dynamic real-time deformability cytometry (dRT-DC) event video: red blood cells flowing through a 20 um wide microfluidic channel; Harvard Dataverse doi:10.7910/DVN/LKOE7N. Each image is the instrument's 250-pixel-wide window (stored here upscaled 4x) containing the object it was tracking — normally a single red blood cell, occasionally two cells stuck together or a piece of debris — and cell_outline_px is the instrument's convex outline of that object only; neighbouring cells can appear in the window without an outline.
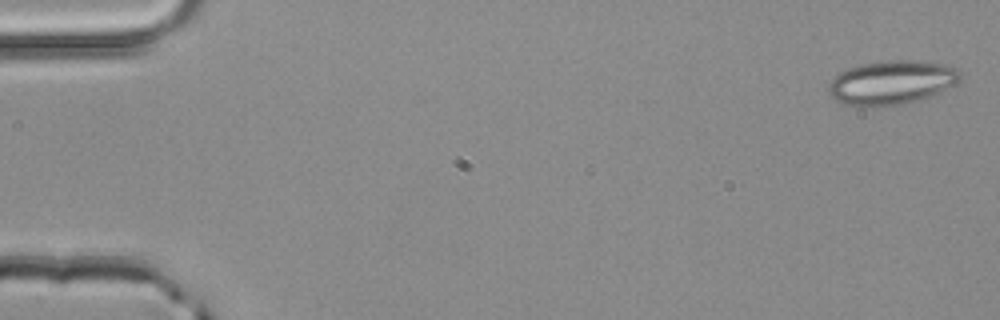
{"species": "common noctule bat (a hibernating species)", "species_latin": "Nyctalus noctula", "temperature_condition": "room temperature", "stored_images_in_passage": 4, "camera_frame_rate_fps": 3000, "um_per_image_px": 0.085, "animal": {"sex": "male", "body_mass_g": 20.4}, "frame": {"image": 1, "passage_image": 1, "time_ms": 0.0, "image_size_px": [1000, 320], "cell_outline_px": [[960, 80], [932, 96], [900, 104], [868, 108], [864, 108], [844, 104], [836, 100], [828, 92], [828, 84], [840, 72], [848, 68], [864, 64], [888, 60], [912, 60], [944, 64], [960, 68]], "centroid_in_image_um": [75.77, 7.02], "position_along_channel_um": 9.2, "area_um2": 33.76}}
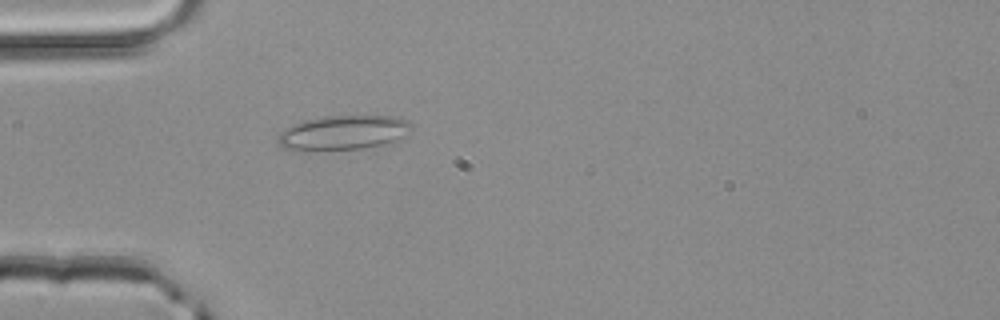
{"frame": {"image": 2, "passage_image": 4, "time_ms": 1.0, "image_size_px": [1000, 320], "cell_outline_px": [[412, 128], [404, 140], [360, 148], [284, 148], [276, 140], [280, 132], [284, 128], [292, 124], [304, 120], [332, 116], [392, 116], [408, 120], [412, 124]], "centroid_in_image_um": [29.28, 11.23], "position_along_channel_um": 55.7, "area_um2": 26.24}}